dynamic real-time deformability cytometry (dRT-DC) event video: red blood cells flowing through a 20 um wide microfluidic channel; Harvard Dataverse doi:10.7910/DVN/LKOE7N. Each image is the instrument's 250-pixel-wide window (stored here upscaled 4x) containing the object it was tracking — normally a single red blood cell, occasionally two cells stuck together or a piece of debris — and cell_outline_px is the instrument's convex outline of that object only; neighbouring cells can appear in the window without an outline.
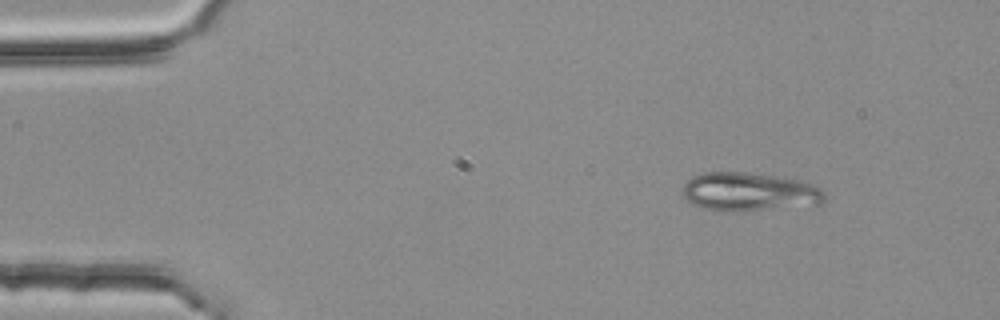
{"species": "common noctule bat (a hibernating species)", "species_latin": "Nyctalus noctula", "temperature_condition": "room temperature", "stored_images_in_passage": 48, "camera_frame_rate_fps": 3000, "um_per_image_px": 0.085, "animal": {"sex": "female", "body_mass_g": 25.1}, "frame": {"image": 1, "passage_image": 1, "time_ms": 0.0, "image_size_px": [1000, 320], "cell_outline_px": [[824, 200], [820, 204], [740, 212], [724, 212], [704, 208], [692, 204], [684, 196], [684, 184], [692, 176], [704, 172], [748, 172], [776, 176], [800, 180], [812, 184], [820, 188], [824, 192]], "centroid_in_image_um": [63.68, 16.31], "position_along_channel_um": 21.3, "area_um2": 32.08}}
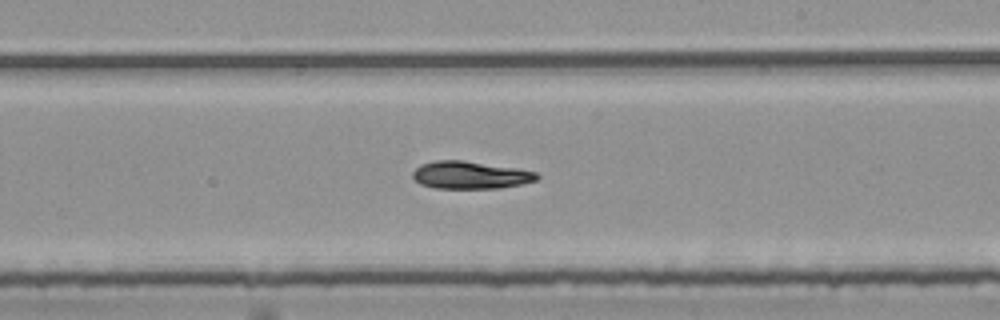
{"frame": {"image": 2, "passage_image": 26, "time_ms": 8.333, "image_size_px": [1000, 320], "cell_outline_px": [[540, 176], [536, 180], [520, 184], [500, 188], [436, 188], [420, 184], [412, 176], [412, 172], [420, 164], [436, 160], [464, 160], [516, 168], [536, 172]], "centroid_in_image_um": [39.95, 14.87], "position_along_channel_um": 249.0, "area_um2": 19.88}}
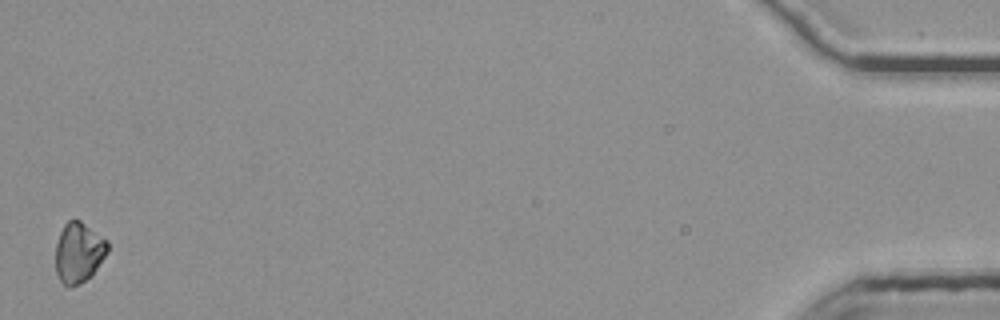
{"frame": {"image": 3, "passage_image": 48, "time_ms": 15.667, "image_size_px": [1000, 320], "cell_outline_px": [[108, 252], [92, 276], [80, 284], [72, 288], [68, 288], [60, 280], [56, 272], [56, 244], [60, 232], [64, 224], [68, 220], [80, 220], [108, 240]], "centroid_in_image_um": [6.7, 21.49], "position_along_channel_um": 428.5, "area_um2": 18.55}, "authors_computed_cell_mechanics": {"area_um2": 19.5364, "velocity_mm_per_s": 3.7644, "shape_relaxation_time_tau1_ms": 7.5877, "shape_relaxation_time_tau2_ms": 4.0883, "deformation_change_tau1": 0.1697, "deformation_change_tau2": 0.064}}